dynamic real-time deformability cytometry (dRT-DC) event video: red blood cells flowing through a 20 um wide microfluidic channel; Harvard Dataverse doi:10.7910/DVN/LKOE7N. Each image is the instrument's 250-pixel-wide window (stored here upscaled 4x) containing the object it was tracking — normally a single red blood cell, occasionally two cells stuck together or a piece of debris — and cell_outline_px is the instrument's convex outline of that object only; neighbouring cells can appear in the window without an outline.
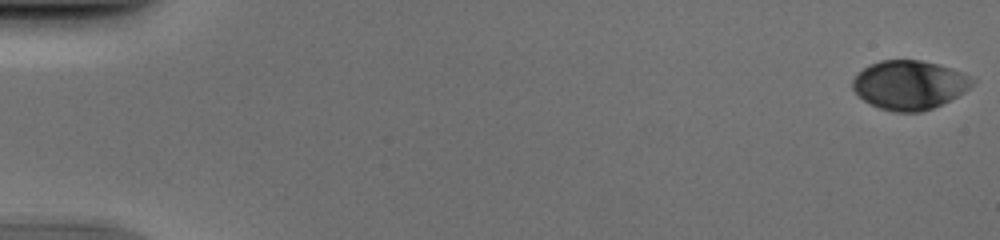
{"species": "human", "species_latin": "Homo sapiens", "temperature_condition": "cold", "stored_images_in_passage": 2, "camera_frame_rate_fps": 3000, "um_per_image_px": 0.085, "donor": {"sex": "male"}, "frame": {"image": 1, "passage_image": 1, "time_ms": 0.0, "image_size_px": [1000, 240], "cell_outline_px": [[976, 80], [964, 92], [932, 108], [920, 112], [896, 112], [880, 108], [868, 104], [852, 88], [852, 80], [868, 64], [880, 60], [920, 60], [940, 64], [952, 68]], "centroid_in_image_um": [77.27, 7.21], "position_along_channel_um": 7.7, "area_um2": 33.99}}